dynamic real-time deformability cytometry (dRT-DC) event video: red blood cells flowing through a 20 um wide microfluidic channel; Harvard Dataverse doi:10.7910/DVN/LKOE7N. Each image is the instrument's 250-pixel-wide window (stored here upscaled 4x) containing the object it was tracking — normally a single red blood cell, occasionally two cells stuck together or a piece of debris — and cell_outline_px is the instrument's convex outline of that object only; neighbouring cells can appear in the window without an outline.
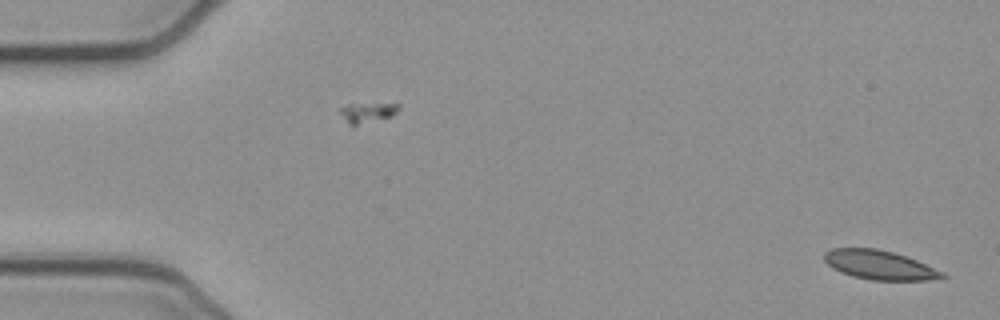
{"species": "common noctule bat (a hibernating species)", "species_latin": "Nyctalus noctula", "temperature_condition": "cold", "stored_images_in_passage": 52, "camera_frame_rate_fps": 3000, "um_per_image_px": 0.085, "animal": {"sex": "female", "body_mass_g": 21.9}, "frame": {"image": 1, "passage_image": 1, "time_ms": 0.0, "image_size_px": [1000, 320], "cell_outline_px": [[948, 276], [944, 280], [868, 280], [852, 276], [840, 272], [832, 268], [824, 260], [824, 252], [832, 248], [876, 248], [892, 252], [916, 260], [944, 272]], "centroid_in_image_um": [74.79, 22.54], "position_along_channel_um": 10.2, "area_um2": 20.23}}
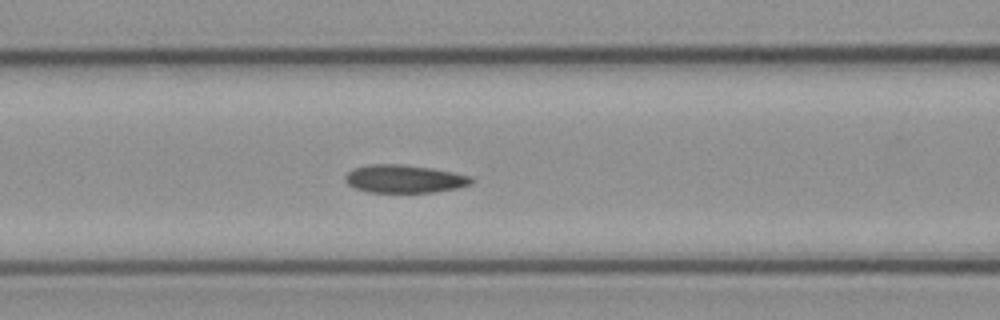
{"frame": {"image": 2, "passage_image": 21, "time_ms": 6.667, "image_size_px": [1000, 320], "cell_outline_px": [[476, 180], [472, 184], [460, 188], [432, 192], [368, 192], [356, 188], [348, 184], [344, 180], [344, 176], [352, 168], [368, 164], [404, 164], [432, 168], [472, 176]], "centroid_in_image_um": [34.39, 15.19], "position_along_channel_um": 132.2, "area_um2": 20.87}}
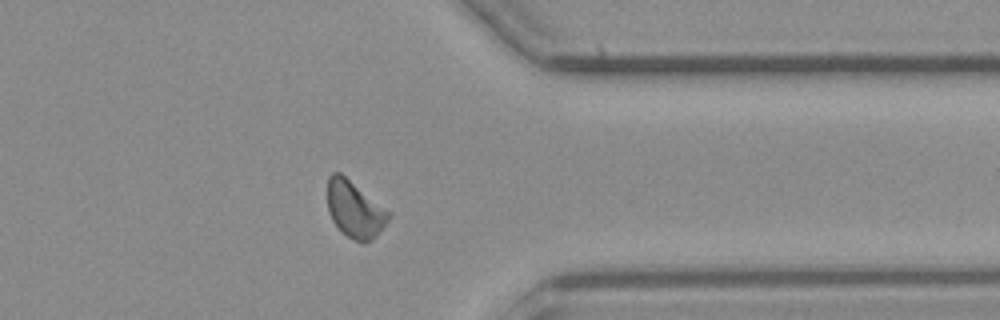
{"frame": {"image": 3, "passage_image": 41, "time_ms": 13.333, "image_size_px": [1000, 320], "cell_outline_px": [[392, 212], [388, 220], [376, 236], [372, 240], [364, 244], [360, 244], [348, 236], [332, 220], [328, 212], [328, 176], [332, 172], [340, 172]], "centroid_in_image_um": [30.17, 17.79], "position_along_channel_um": 381.2, "area_um2": 20.23}}